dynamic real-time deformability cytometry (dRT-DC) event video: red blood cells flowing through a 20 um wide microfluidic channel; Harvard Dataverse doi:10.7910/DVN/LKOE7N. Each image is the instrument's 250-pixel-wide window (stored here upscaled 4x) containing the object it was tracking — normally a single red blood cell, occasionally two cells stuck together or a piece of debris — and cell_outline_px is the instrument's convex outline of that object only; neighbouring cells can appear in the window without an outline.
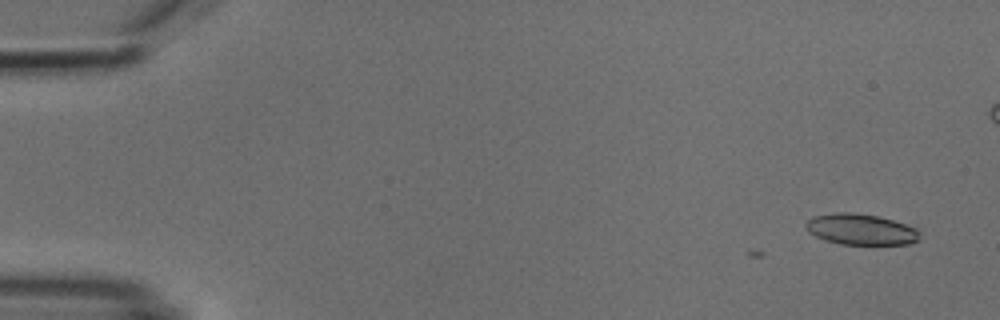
{"species": "common noctule bat (a hibernating species)", "species_latin": "Nyctalus noctula", "temperature_condition": "cold", "stored_images_in_passage": 3, "camera_frame_rate_fps": 3000, "um_per_image_px": 0.085, "animal": {"sex": "male", "body_mass_g": 18.8}, "frame": {"image": 1, "passage_image": 1, "time_ms": 0.0, "image_size_px": [1000, 320], "cell_outline_px": [[920, 240], [908, 244], [840, 244], [824, 240], [808, 232], [804, 224], [812, 216], [836, 212], [852, 212], [876, 216], [892, 220], [920, 228]], "centroid_in_image_um": [73.18, 19.49], "position_along_channel_um": 11.8, "area_um2": 20.75}}